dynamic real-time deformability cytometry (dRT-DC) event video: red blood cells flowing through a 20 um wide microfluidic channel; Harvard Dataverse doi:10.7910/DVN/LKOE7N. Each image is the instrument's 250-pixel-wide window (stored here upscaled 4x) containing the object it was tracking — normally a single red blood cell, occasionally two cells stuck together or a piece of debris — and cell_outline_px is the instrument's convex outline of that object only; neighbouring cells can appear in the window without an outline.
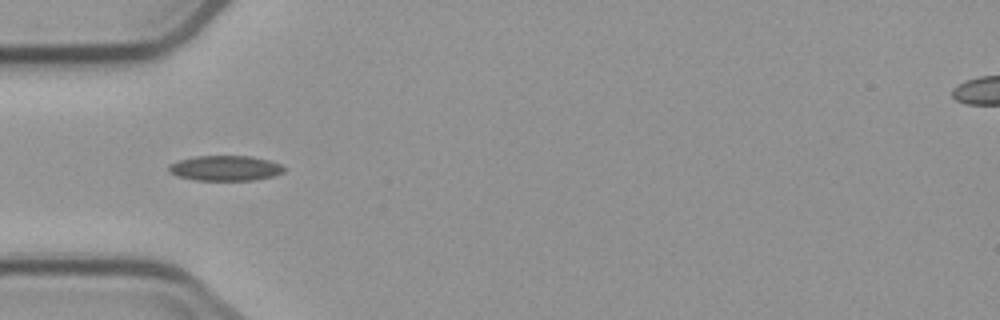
{"species": "common noctule bat (a hibernating species)", "species_latin": "Nyctalus noctula", "temperature_condition": "cold", "stored_images_in_passage": 4, "camera_frame_rate_fps": 3000, "um_per_image_px": 0.085, "animal": {"sex": "male", "body_mass_g": 23.1, "forearm_length_mm": 52.7}, "frame": {"image": 1, "passage_image": 4, "time_ms": 5.667, "image_size_px": [1000, 320], "cell_outline_px": [[288, 168], [284, 172], [272, 176], [252, 180], [196, 180], [176, 176], [168, 172], [168, 164], [180, 160], [196, 156], [252, 156], [268, 160], [280, 164]], "centroid_in_image_um": [19.14, 14.29], "position_along_channel_um": 65.9, "area_um2": 16.99}}